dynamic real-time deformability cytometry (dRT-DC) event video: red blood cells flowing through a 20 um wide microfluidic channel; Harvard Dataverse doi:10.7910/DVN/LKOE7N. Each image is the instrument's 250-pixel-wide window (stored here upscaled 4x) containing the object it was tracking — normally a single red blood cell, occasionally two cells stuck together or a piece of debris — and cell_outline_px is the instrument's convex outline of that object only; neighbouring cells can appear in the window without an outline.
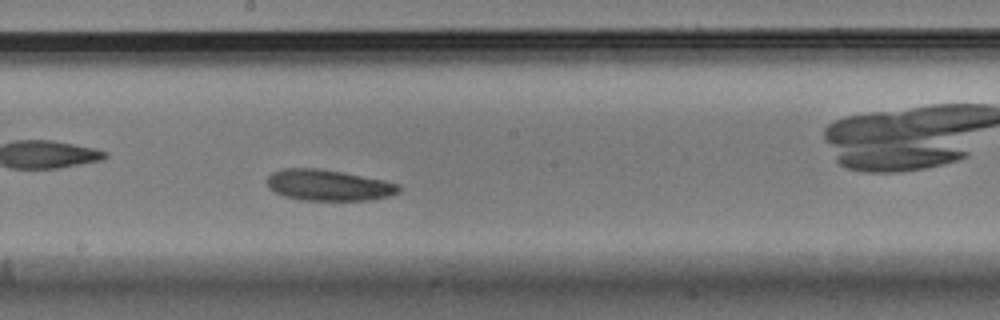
{"species": "Egyptian fruit bat (a non-hibernating species)", "species_latin": "Rousettus aegyptiacus", "temperature_condition": "warm", "stored_images_in_passage": 34, "camera_frame_rate_fps": 3000, "um_per_image_px": 0.085, "animal": {"sex": "male"}, "frame": {"image": 1, "passage_image": 15, "time_ms": 4.667, "image_size_px": [1000, 320], "cell_outline_px": [[400, 192], [388, 196], [368, 200], [300, 200], [284, 196], [276, 192], [268, 184], [268, 176], [272, 172], [284, 168], [320, 168], [384, 180], [400, 184]], "centroid_in_image_um": [27.94, 15.74], "position_along_channel_um": 220.3, "area_um2": 23.7}}